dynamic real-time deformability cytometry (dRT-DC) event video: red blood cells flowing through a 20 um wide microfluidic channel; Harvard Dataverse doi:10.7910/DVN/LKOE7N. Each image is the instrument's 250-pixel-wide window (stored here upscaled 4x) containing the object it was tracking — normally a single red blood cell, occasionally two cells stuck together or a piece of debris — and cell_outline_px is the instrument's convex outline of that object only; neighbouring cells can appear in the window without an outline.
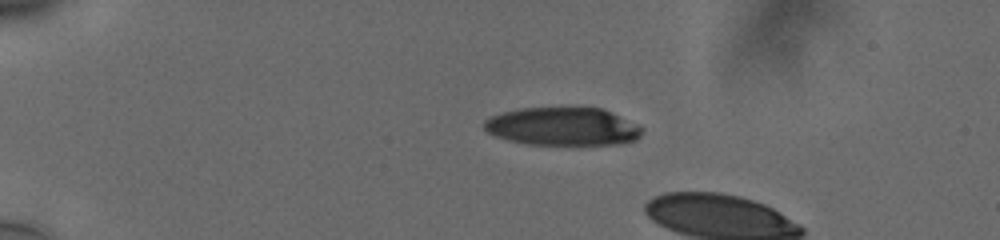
{"species": "human", "species_latin": "Homo sapiens", "temperature_condition": "cold", "stored_images_in_passage": 5, "camera_frame_rate_fps": 3000, "um_per_image_px": 0.085, "donor": {"sex": "male"}, "frame": {"image": 1, "passage_image": 1, "time_ms": 0.0, "image_size_px": [1000, 240], "cell_outline_px": [[644, 128], [640, 136], [636, 140], [620, 144], [528, 144], [508, 140], [496, 136], [488, 132], [484, 128], [484, 120], [492, 116], [504, 112], [520, 108], [604, 108]], "centroid_in_image_um": [47.85, 10.75], "position_along_channel_um": 37.1, "area_um2": 34.85}}